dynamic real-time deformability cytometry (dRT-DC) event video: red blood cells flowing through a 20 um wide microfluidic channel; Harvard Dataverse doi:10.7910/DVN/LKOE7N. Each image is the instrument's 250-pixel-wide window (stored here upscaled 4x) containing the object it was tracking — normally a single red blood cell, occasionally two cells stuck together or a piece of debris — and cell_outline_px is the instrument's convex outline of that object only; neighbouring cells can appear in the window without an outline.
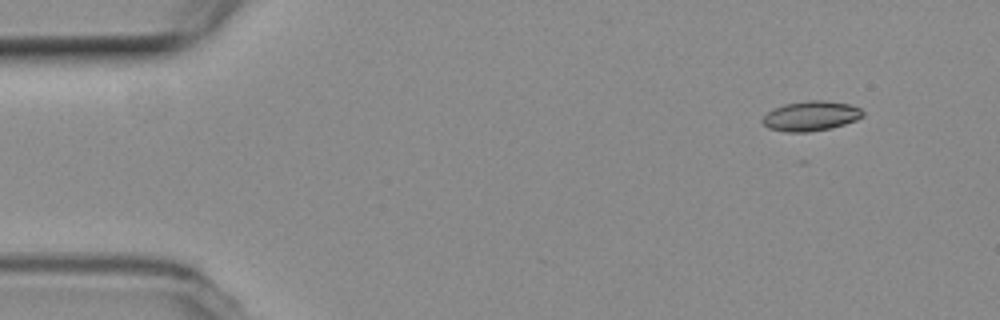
{"species": "common noctule bat (a hibernating species)", "species_latin": "Nyctalus noctula", "temperature_condition": "room temperature", "stored_images_in_passage": 5, "camera_frame_rate_fps": 3000, "um_per_image_px": 0.085, "animal": {"sex": "female", "body_mass_g": 19.3, "forearm_length_mm": 54.1}, "frame": {"image": 1, "passage_image": 2, "time_ms": 0.333, "image_size_px": [1000, 320], "cell_outline_px": [[864, 116], [856, 120], [832, 128], [808, 132], [784, 132], [768, 128], [760, 120], [768, 112], [784, 104], [808, 100], [824, 100], [848, 104], [860, 108], [864, 112]], "centroid_in_image_um": [68.93, 9.86], "position_along_channel_um": 16.1, "area_um2": 17.46}}